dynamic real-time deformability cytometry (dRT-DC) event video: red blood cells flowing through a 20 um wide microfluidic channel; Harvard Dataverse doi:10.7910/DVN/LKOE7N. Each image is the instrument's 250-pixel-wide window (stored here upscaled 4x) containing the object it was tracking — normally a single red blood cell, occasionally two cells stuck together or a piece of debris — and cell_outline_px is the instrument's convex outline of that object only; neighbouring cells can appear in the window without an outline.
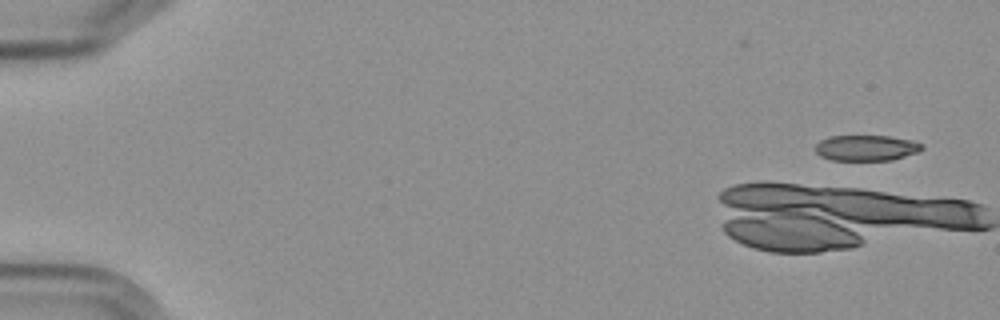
{"species": "Egyptian fruit bat (a non-hibernating species)", "species_latin": "Rousettus aegyptiacus", "temperature_condition": "cold", "stored_images_in_passage": 5, "camera_frame_rate_fps": 3000, "um_per_image_px": 0.085, "frame": {"image": 1, "passage_image": 1, "time_ms": 0.0, "image_size_px": [1000, 320], "cell_outline_px": [[924, 148], [920, 152], [892, 160], [832, 160], [820, 156], [816, 152], [816, 144], [820, 140], [828, 136], [888, 136], [912, 140], [924, 144]], "centroid_in_image_um": [73.67, 12.57], "position_along_channel_um": 11.3, "area_um2": 16.13}}